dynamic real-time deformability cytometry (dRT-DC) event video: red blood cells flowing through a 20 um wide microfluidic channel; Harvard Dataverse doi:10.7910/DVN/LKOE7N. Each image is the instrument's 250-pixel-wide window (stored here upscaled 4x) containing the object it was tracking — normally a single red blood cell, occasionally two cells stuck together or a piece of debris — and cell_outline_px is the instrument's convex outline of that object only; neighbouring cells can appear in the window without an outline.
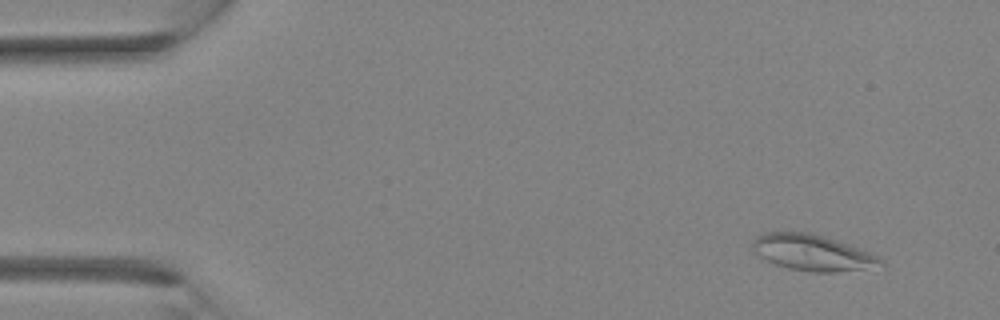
{"species": "Egyptian fruit bat (a non-hibernating species)", "species_latin": "Rousettus aegyptiacus", "temperature_condition": "room temperature", "stored_images_in_passage": 33, "camera_frame_rate_fps": 3000, "um_per_image_px": 0.085, "animal": {"sex": "female"}, "frame": {"image": 1, "passage_image": 2, "time_ms": 0.333, "image_size_px": [1000, 320], "cell_outline_px": [[888, 264], [864, 268], [836, 272], [812, 272], [788, 268], [776, 264], [756, 256], [752, 252], [752, 240], [756, 236], [764, 232], [812, 232], [848, 244], [868, 252], [884, 260]], "centroid_in_image_um": [68.99, 21.46], "position_along_channel_um": 16.0, "area_um2": 26.93}}
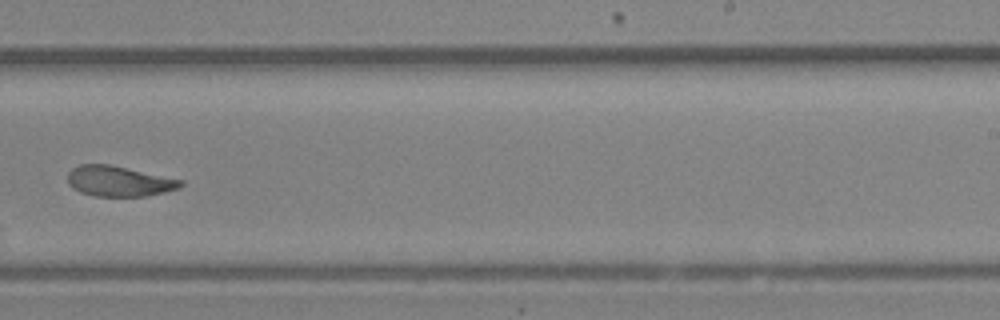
{"frame": {"image": 2, "passage_image": 21, "time_ms": 6.667, "image_size_px": [1000, 320], "cell_outline_px": [[184, 184], [180, 188], [164, 192], [144, 196], [96, 196], [80, 192], [72, 188], [68, 184], [68, 172], [72, 168], [80, 164], [108, 164], [184, 180]], "centroid_in_image_um": [10.1, 15.4], "position_along_channel_um": 278.9, "area_um2": 20.0}}
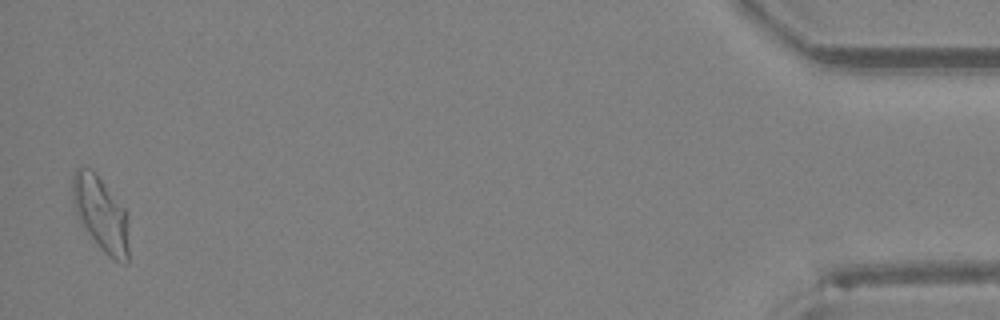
{"frame": {"image": 3, "passage_image": 33, "time_ms": 10.667, "image_size_px": [1000, 320], "cell_outline_px": [[128, 260], [124, 264], [108, 256], [100, 248], [88, 232], [80, 220], [76, 212], [72, 200], [72, 176], [76, 168], [92, 168], [96, 172], [124, 208], [128, 216]], "centroid_in_image_um": [8.58, 18.15], "position_along_channel_um": 426.6, "area_um2": 24.39}}